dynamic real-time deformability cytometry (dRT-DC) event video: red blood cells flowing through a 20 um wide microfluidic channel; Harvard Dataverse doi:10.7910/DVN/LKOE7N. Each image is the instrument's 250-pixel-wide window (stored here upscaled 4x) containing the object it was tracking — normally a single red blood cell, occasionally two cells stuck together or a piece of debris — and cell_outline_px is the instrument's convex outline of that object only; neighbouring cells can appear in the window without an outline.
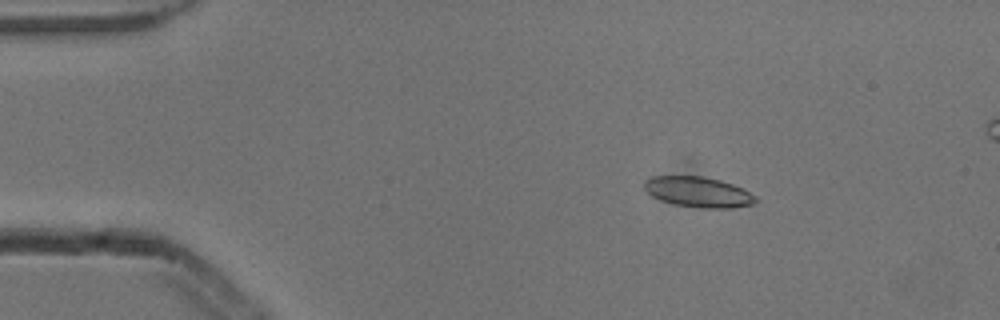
{"species": "common noctule bat (a hibernating species)", "species_latin": "Nyctalus noctula", "temperature_condition": "cold", "stored_images_in_passage": 6, "camera_frame_rate_fps": 3000, "um_per_image_px": 0.085, "animal": {"sex": "male", "body_mass_g": 13.3}, "frame": {"image": 1, "passage_image": 3, "time_ms": 0.667, "image_size_px": [1000, 320], "cell_outline_px": [[760, 200], [756, 204], [732, 208], [704, 208], [676, 204], [660, 200], [652, 196], [644, 188], [644, 180], [652, 176], [704, 176], [720, 180], [732, 184], [756, 196]], "centroid_in_image_um": [59.37, 16.32], "position_along_channel_um": 25.6, "area_um2": 19.77}}